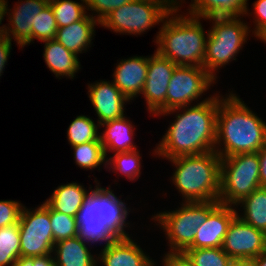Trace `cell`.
<instances>
[{"instance_id":"6da1fadb","label":"cell","mask_w":266,"mask_h":266,"mask_svg":"<svg viewBox=\"0 0 266 266\" xmlns=\"http://www.w3.org/2000/svg\"><path fill=\"white\" fill-rule=\"evenodd\" d=\"M215 92L203 103L175 108L156 115L161 118L172 114L174 117L161 141L152 150L154 157L167 160L214 151L220 91Z\"/></svg>"},{"instance_id":"7a4b0ae2","label":"cell","mask_w":266,"mask_h":266,"mask_svg":"<svg viewBox=\"0 0 266 266\" xmlns=\"http://www.w3.org/2000/svg\"><path fill=\"white\" fill-rule=\"evenodd\" d=\"M228 92L219 94L214 151L221 158L258 152L266 145V122L233 89Z\"/></svg>"},{"instance_id":"3957f363","label":"cell","mask_w":266,"mask_h":266,"mask_svg":"<svg viewBox=\"0 0 266 266\" xmlns=\"http://www.w3.org/2000/svg\"><path fill=\"white\" fill-rule=\"evenodd\" d=\"M185 2L178 0L160 25L153 42L156 51L177 66L203 67L209 29L204 31L203 18L181 11Z\"/></svg>"},{"instance_id":"277c9868","label":"cell","mask_w":266,"mask_h":266,"mask_svg":"<svg viewBox=\"0 0 266 266\" xmlns=\"http://www.w3.org/2000/svg\"><path fill=\"white\" fill-rule=\"evenodd\" d=\"M167 160L175 167L170 181L182 202L218 201L221 157L215 151Z\"/></svg>"},{"instance_id":"5b68a950","label":"cell","mask_w":266,"mask_h":266,"mask_svg":"<svg viewBox=\"0 0 266 266\" xmlns=\"http://www.w3.org/2000/svg\"><path fill=\"white\" fill-rule=\"evenodd\" d=\"M243 17L203 18L204 21L212 22L206 39L203 68L216 81L219 70L236 61V56L249 40V35L253 37L250 34L252 26Z\"/></svg>"},{"instance_id":"8992f818","label":"cell","mask_w":266,"mask_h":266,"mask_svg":"<svg viewBox=\"0 0 266 266\" xmlns=\"http://www.w3.org/2000/svg\"><path fill=\"white\" fill-rule=\"evenodd\" d=\"M175 210L152 215L150 220L158 226L166 238L168 252H184L194 241L197 229L220 204L219 201L180 202Z\"/></svg>"},{"instance_id":"52a82bcc","label":"cell","mask_w":266,"mask_h":266,"mask_svg":"<svg viewBox=\"0 0 266 266\" xmlns=\"http://www.w3.org/2000/svg\"><path fill=\"white\" fill-rule=\"evenodd\" d=\"M178 0H133L108 14L100 27L123 35H142L161 25Z\"/></svg>"},{"instance_id":"ba28073f","label":"cell","mask_w":266,"mask_h":266,"mask_svg":"<svg viewBox=\"0 0 266 266\" xmlns=\"http://www.w3.org/2000/svg\"><path fill=\"white\" fill-rule=\"evenodd\" d=\"M259 172L257 152L221 158L218 201L221 204L235 206L245 196L261 187Z\"/></svg>"},{"instance_id":"9c48e42d","label":"cell","mask_w":266,"mask_h":266,"mask_svg":"<svg viewBox=\"0 0 266 266\" xmlns=\"http://www.w3.org/2000/svg\"><path fill=\"white\" fill-rule=\"evenodd\" d=\"M18 224L20 257L52 255L55 243L50 221V206L45 201L35 208L23 205Z\"/></svg>"},{"instance_id":"30bf717a","label":"cell","mask_w":266,"mask_h":266,"mask_svg":"<svg viewBox=\"0 0 266 266\" xmlns=\"http://www.w3.org/2000/svg\"><path fill=\"white\" fill-rule=\"evenodd\" d=\"M216 83L203 67L177 66L166 93V111L207 101L212 95L205 98L203 95Z\"/></svg>"},{"instance_id":"8fae6325","label":"cell","mask_w":266,"mask_h":266,"mask_svg":"<svg viewBox=\"0 0 266 266\" xmlns=\"http://www.w3.org/2000/svg\"><path fill=\"white\" fill-rule=\"evenodd\" d=\"M176 67L156 50L148 55L147 77L140 96L144 97L146 110L151 116L166 112V93Z\"/></svg>"},{"instance_id":"7c38bea8","label":"cell","mask_w":266,"mask_h":266,"mask_svg":"<svg viewBox=\"0 0 266 266\" xmlns=\"http://www.w3.org/2000/svg\"><path fill=\"white\" fill-rule=\"evenodd\" d=\"M221 248L232 260H253L266 250V234L236 216Z\"/></svg>"},{"instance_id":"4fadbf2b","label":"cell","mask_w":266,"mask_h":266,"mask_svg":"<svg viewBox=\"0 0 266 266\" xmlns=\"http://www.w3.org/2000/svg\"><path fill=\"white\" fill-rule=\"evenodd\" d=\"M95 188L87 194L83 205L77 214L78 234L77 236L89 246L101 245V249L106 247L118 237L99 221V181L94 179ZM104 243V244H103ZM93 244V245H92Z\"/></svg>"},{"instance_id":"5bb4252c","label":"cell","mask_w":266,"mask_h":266,"mask_svg":"<svg viewBox=\"0 0 266 266\" xmlns=\"http://www.w3.org/2000/svg\"><path fill=\"white\" fill-rule=\"evenodd\" d=\"M87 95L96 112L97 121L102 124L126 115L125 107L131 104L125 95L113 84L111 80H99L87 84Z\"/></svg>"},{"instance_id":"9a60e30c","label":"cell","mask_w":266,"mask_h":266,"mask_svg":"<svg viewBox=\"0 0 266 266\" xmlns=\"http://www.w3.org/2000/svg\"><path fill=\"white\" fill-rule=\"evenodd\" d=\"M49 4V0H18L7 9L6 36L20 48L32 43V27L37 15ZM11 11V12H10Z\"/></svg>"},{"instance_id":"2e32d148","label":"cell","mask_w":266,"mask_h":266,"mask_svg":"<svg viewBox=\"0 0 266 266\" xmlns=\"http://www.w3.org/2000/svg\"><path fill=\"white\" fill-rule=\"evenodd\" d=\"M130 237H118L98 253L97 264L100 266H156L150 255ZM157 262V263H156Z\"/></svg>"},{"instance_id":"e0dca14e","label":"cell","mask_w":266,"mask_h":266,"mask_svg":"<svg viewBox=\"0 0 266 266\" xmlns=\"http://www.w3.org/2000/svg\"><path fill=\"white\" fill-rule=\"evenodd\" d=\"M235 206L219 204L197 229L193 243L187 249L219 248L232 220L237 216Z\"/></svg>"},{"instance_id":"ac0fdd59","label":"cell","mask_w":266,"mask_h":266,"mask_svg":"<svg viewBox=\"0 0 266 266\" xmlns=\"http://www.w3.org/2000/svg\"><path fill=\"white\" fill-rule=\"evenodd\" d=\"M114 193L111 189V185L108 187H101L99 182V204L98 213L99 221L107 225V227L117 236V237H130L129 230L134 227L127 220L130 215L131 206L127 207L125 199L122 200ZM130 225V226H129Z\"/></svg>"},{"instance_id":"d6986e66","label":"cell","mask_w":266,"mask_h":266,"mask_svg":"<svg viewBox=\"0 0 266 266\" xmlns=\"http://www.w3.org/2000/svg\"><path fill=\"white\" fill-rule=\"evenodd\" d=\"M112 74L113 84L130 101L142 93L148 69V56H132L117 60Z\"/></svg>"},{"instance_id":"ffe728a7","label":"cell","mask_w":266,"mask_h":266,"mask_svg":"<svg viewBox=\"0 0 266 266\" xmlns=\"http://www.w3.org/2000/svg\"><path fill=\"white\" fill-rule=\"evenodd\" d=\"M101 127L104 130L100 132V142L103 145L106 158L110 156L107 154L108 152L114 154L138 149L133 141L137 128L127 115L119 119L106 121L100 124V129Z\"/></svg>"},{"instance_id":"44dd1931","label":"cell","mask_w":266,"mask_h":266,"mask_svg":"<svg viewBox=\"0 0 266 266\" xmlns=\"http://www.w3.org/2000/svg\"><path fill=\"white\" fill-rule=\"evenodd\" d=\"M98 25L100 23L90 14H87L82 20L58 28L54 39L67 50L79 56L81 53L88 52L89 48L92 47V40H94L96 33L95 28Z\"/></svg>"},{"instance_id":"7402d4cb","label":"cell","mask_w":266,"mask_h":266,"mask_svg":"<svg viewBox=\"0 0 266 266\" xmlns=\"http://www.w3.org/2000/svg\"><path fill=\"white\" fill-rule=\"evenodd\" d=\"M86 242L78 236L60 240L53 246L55 266H98V253L92 254Z\"/></svg>"},{"instance_id":"603a6c76","label":"cell","mask_w":266,"mask_h":266,"mask_svg":"<svg viewBox=\"0 0 266 266\" xmlns=\"http://www.w3.org/2000/svg\"><path fill=\"white\" fill-rule=\"evenodd\" d=\"M44 62L47 68L57 79H74L76 73L81 71L78 55L67 50L55 39L44 41ZM62 77V78H61Z\"/></svg>"},{"instance_id":"cb8c5ba5","label":"cell","mask_w":266,"mask_h":266,"mask_svg":"<svg viewBox=\"0 0 266 266\" xmlns=\"http://www.w3.org/2000/svg\"><path fill=\"white\" fill-rule=\"evenodd\" d=\"M92 185L89 184L88 190L81 183L72 181L70 183L58 185L50 197L45 202L54 210L72 217H77L78 211L83 205L87 194L91 191Z\"/></svg>"},{"instance_id":"d4e9b609","label":"cell","mask_w":266,"mask_h":266,"mask_svg":"<svg viewBox=\"0 0 266 266\" xmlns=\"http://www.w3.org/2000/svg\"><path fill=\"white\" fill-rule=\"evenodd\" d=\"M249 0H191L187 12L201 18L244 16Z\"/></svg>"},{"instance_id":"484cf974","label":"cell","mask_w":266,"mask_h":266,"mask_svg":"<svg viewBox=\"0 0 266 266\" xmlns=\"http://www.w3.org/2000/svg\"><path fill=\"white\" fill-rule=\"evenodd\" d=\"M235 208L238 210L237 216L243 222L266 234V187L255 189L249 196H245L238 202Z\"/></svg>"},{"instance_id":"4316f807","label":"cell","mask_w":266,"mask_h":266,"mask_svg":"<svg viewBox=\"0 0 266 266\" xmlns=\"http://www.w3.org/2000/svg\"><path fill=\"white\" fill-rule=\"evenodd\" d=\"M142 154L139 149L130 152H117L107 157L108 172L116 173L117 176H124L131 182L136 181L141 176L142 169Z\"/></svg>"},{"instance_id":"83f0119b","label":"cell","mask_w":266,"mask_h":266,"mask_svg":"<svg viewBox=\"0 0 266 266\" xmlns=\"http://www.w3.org/2000/svg\"><path fill=\"white\" fill-rule=\"evenodd\" d=\"M71 147L74 154V163L80 169L93 171L97 168L100 172V168L103 166L104 169L107 168V158L100 141H91Z\"/></svg>"},{"instance_id":"f1b7e54d","label":"cell","mask_w":266,"mask_h":266,"mask_svg":"<svg viewBox=\"0 0 266 266\" xmlns=\"http://www.w3.org/2000/svg\"><path fill=\"white\" fill-rule=\"evenodd\" d=\"M100 124L88 115H78L69 124L67 129V140L71 146L91 142L100 141Z\"/></svg>"},{"instance_id":"f546056e","label":"cell","mask_w":266,"mask_h":266,"mask_svg":"<svg viewBox=\"0 0 266 266\" xmlns=\"http://www.w3.org/2000/svg\"><path fill=\"white\" fill-rule=\"evenodd\" d=\"M58 28L82 20L87 14L86 1L80 0H49Z\"/></svg>"},{"instance_id":"4dcf8cb0","label":"cell","mask_w":266,"mask_h":266,"mask_svg":"<svg viewBox=\"0 0 266 266\" xmlns=\"http://www.w3.org/2000/svg\"><path fill=\"white\" fill-rule=\"evenodd\" d=\"M19 258V224L0 228V266H13Z\"/></svg>"},{"instance_id":"1f68e13d","label":"cell","mask_w":266,"mask_h":266,"mask_svg":"<svg viewBox=\"0 0 266 266\" xmlns=\"http://www.w3.org/2000/svg\"><path fill=\"white\" fill-rule=\"evenodd\" d=\"M184 253L194 266H229L232 261L221 247L186 249Z\"/></svg>"},{"instance_id":"d6a6232c","label":"cell","mask_w":266,"mask_h":266,"mask_svg":"<svg viewBox=\"0 0 266 266\" xmlns=\"http://www.w3.org/2000/svg\"><path fill=\"white\" fill-rule=\"evenodd\" d=\"M57 30L58 26L53 10L48 4L36 17L35 27H32V43L35 40L44 42L54 39Z\"/></svg>"},{"instance_id":"836d02e7","label":"cell","mask_w":266,"mask_h":266,"mask_svg":"<svg viewBox=\"0 0 266 266\" xmlns=\"http://www.w3.org/2000/svg\"><path fill=\"white\" fill-rule=\"evenodd\" d=\"M50 221L54 243L77 236L78 224L76 217L54 211L50 207Z\"/></svg>"},{"instance_id":"e575fe53","label":"cell","mask_w":266,"mask_h":266,"mask_svg":"<svg viewBox=\"0 0 266 266\" xmlns=\"http://www.w3.org/2000/svg\"><path fill=\"white\" fill-rule=\"evenodd\" d=\"M253 11L247 7L244 17L252 16L253 14V24L254 27L251 30V34L255 39L260 40V42L266 39V0H255L252 3Z\"/></svg>"},{"instance_id":"d590c367","label":"cell","mask_w":266,"mask_h":266,"mask_svg":"<svg viewBox=\"0 0 266 266\" xmlns=\"http://www.w3.org/2000/svg\"><path fill=\"white\" fill-rule=\"evenodd\" d=\"M86 8L88 12L94 19L99 23L108 16L116 8L129 3L133 0H85Z\"/></svg>"},{"instance_id":"8d00e7d4","label":"cell","mask_w":266,"mask_h":266,"mask_svg":"<svg viewBox=\"0 0 266 266\" xmlns=\"http://www.w3.org/2000/svg\"><path fill=\"white\" fill-rule=\"evenodd\" d=\"M23 204L16 200H0V228L19 222Z\"/></svg>"},{"instance_id":"74e56055","label":"cell","mask_w":266,"mask_h":266,"mask_svg":"<svg viewBox=\"0 0 266 266\" xmlns=\"http://www.w3.org/2000/svg\"><path fill=\"white\" fill-rule=\"evenodd\" d=\"M161 259L162 266H194L184 252H166Z\"/></svg>"},{"instance_id":"f35d334b","label":"cell","mask_w":266,"mask_h":266,"mask_svg":"<svg viewBox=\"0 0 266 266\" xmlns=\"http://www.w3.org/2000/svg\"><path fill=\"white\" fill-rule=\"evenodd\" d=\"M13 266H55L52 255L42 257H20Z\"/></svg>"},{"instance_id":"ab89813d","label":"cell","mask_w":266,"mask_h":266,"mask_svg":"<svg viewBox=\"0 0 266 266\" xmlns=\"http://www.w3.org/2000/svg\"><path fill=\"white\" fill-rule=\"evenodd\" d=\"M12 42L8 37L0 39V77L5 71V66L8 65V59L12 50Z\"/></svg>"},{"instance_id":"60d3db41","label":"cell","mask_w":266,"mask_h":266,"mask_svg":"<svg viewBox=\"0 0 266 266\" xmlns=\"http://www.w3.org/2000/svg\"><path fill=\"white\" fill-rule=\"evenodd\" d=\"M258 159L260 164V185L266 187V145L262 147L258 152Z\"/></svg>"},{"instance_id":"b9f144b4","label":"cell","mask_w":266,"mask_h":266,"mask_svg":"<svg viewBox=\"0 0 266 266\" xmlns=\"http://www.w3.org/2000/svg\"><path fill=\"white\" fill-rule=\"evenodd\" d=\"M8 1L0 0V39L6 38V24H2L4 17L7 16Z\"/></svg>"},{"instance_id":"7bdbcfd3","label":"cell","mask_w":266,"mask_h":266,"mask_svg":"<svg viewBox=\"0 0 266 266\" xmlns=\"http://www.w3.org/2000/svg\"><path fill=\"white\" fill-rule=\"evenodd\" d=\"M229 266H255L253 260H232Z\"/></svg>"},{"instance_id":"ee69618b","label":"cell","mask_w":266,"mask_h":266,"mask_svg":"<svg viewBox=\"0 0 266 266\" xmlns=\"http://www.w3.org/2000/svg\"><path fill=\"white\" fill-rule=\"evenodd\" d=\"M255 266H266V250L253 259Z\"/></svg>"}]
</instances>
